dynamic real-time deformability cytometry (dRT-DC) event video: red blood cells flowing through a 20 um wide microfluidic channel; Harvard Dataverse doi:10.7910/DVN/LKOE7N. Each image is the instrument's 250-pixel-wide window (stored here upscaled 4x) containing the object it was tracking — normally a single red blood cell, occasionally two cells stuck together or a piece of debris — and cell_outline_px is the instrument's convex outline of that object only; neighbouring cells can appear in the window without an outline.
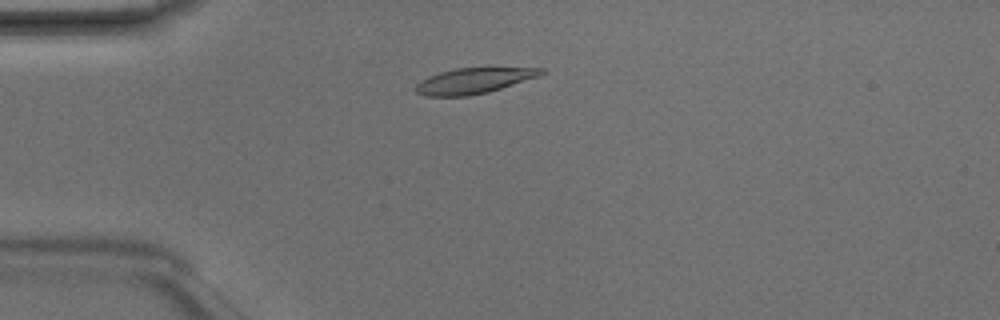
{"species": "Egyptian fruit bat (a non-hibernating species)", "species_latin": "Rousettus aegyptiacus", "temperature_condition": "room temperature", "stored_images_in_passage": 2, "camera_frame_rate_fps": 3000, "um_per_image_px": 0.085, "animal": {"sex": "male"}, "frame": {"image": 1, "passage_image": 2, "time_ms": 0.333, "image_size_px": [1000, 320], "cell_outline_px": [[548, 72], [540, 76], [488, 92], [468, 96], [424, 96], [416, 92], [416, 84], [420, 80], [428, 76], [440, 72], [456, 68], [544, 68]], "centroid_in_image_um": [40.28, 6.86], "position_along_channel_um": 44.7, "area_um2": 18.73}}